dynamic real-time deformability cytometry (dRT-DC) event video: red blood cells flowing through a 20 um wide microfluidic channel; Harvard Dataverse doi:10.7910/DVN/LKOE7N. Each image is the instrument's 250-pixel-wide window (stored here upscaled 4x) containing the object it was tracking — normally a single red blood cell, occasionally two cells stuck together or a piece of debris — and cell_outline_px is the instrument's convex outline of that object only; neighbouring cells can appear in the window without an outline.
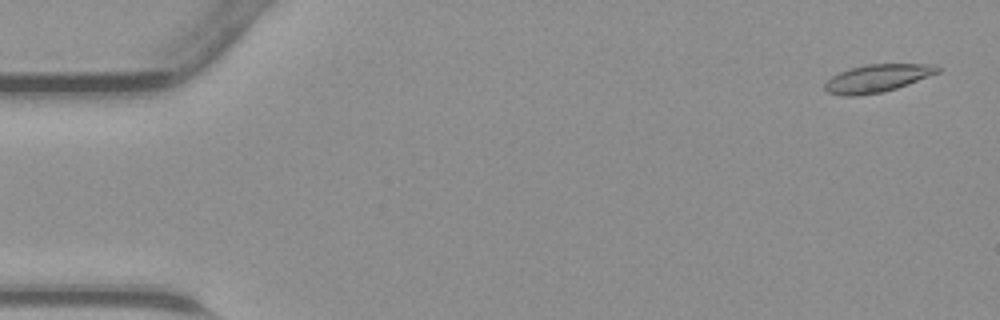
{"species": "common noctule bat (a hibernating species)", "species_latin": "Nyctalus noctula", "temperature_condition": "warm", "stored_images_in_passage": 46, "camera_frame_rate_fps": 3000, "um_per_image_px": 0.085, "animal": {"sex": "male", "body_mass_g": 23.1, "forearm_length_mm": 52.7}, "frame": {"image": 1, "passage_image": 2, "time_ms": 0.333, "image_size_px": [1000, 320], "cell_outline_px": [[940, 72], [908, 84], [884, 92], [856, 96], [840, 96], [828, 92], [824, 88], [824, 84], [832, 76], [840, 72], [852, 68], [868, 64], [936, 64], [940, 68]], "centroid_in_image_um": [74.58, 6.66], "position_along_channel_um": 10.4, "area_um2": 18.21}}
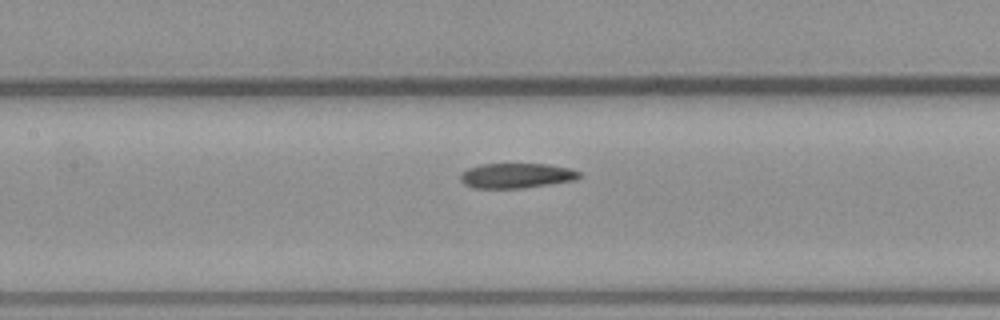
{"frame": {"image": 2, "passage_image": 21, "time_ms": 6.667, "image_size_px": [1000, 320], "cell_outline_px": [[584, 176], [576, 180], [524, 188], [472, 188], [464, 184], [460, 180], [460, 172], [468, 168], [480, 164], [548, 164], [568, 168], [580, 172]], "centroid_in_image_um": [43.89, 14.93], "position_along_channel_um": 163.5, "area_um2": 17.51}}
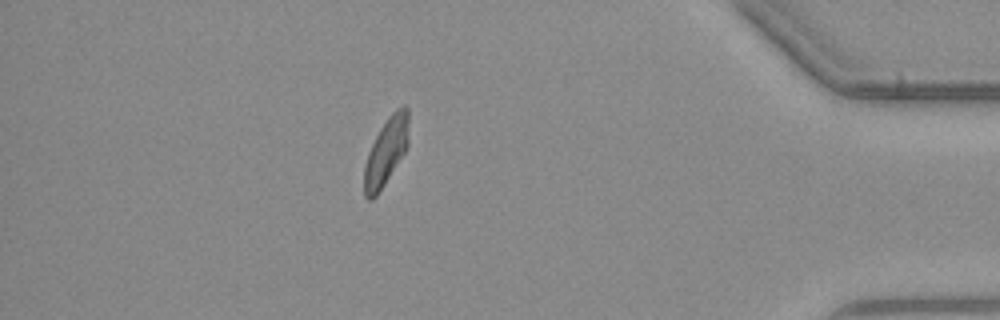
{"frame": {"image": 3, "passage_image": 40, "time_ms": 13.0, "image_size_px": [1000, 320], "cell_outline_px": [[408, 144], [404, 152], [384, 184], [376, 196], [372, 200], [368, 200], [364, 196], [364, 168], [368, 152], [380, 128], [388, 116], [396, 108], [404, 104], [408, 108]], "centroid_in_image_um": [32.81, 12.86], "position_along_channel_um": 402.4, "area_um2": 17.28}}